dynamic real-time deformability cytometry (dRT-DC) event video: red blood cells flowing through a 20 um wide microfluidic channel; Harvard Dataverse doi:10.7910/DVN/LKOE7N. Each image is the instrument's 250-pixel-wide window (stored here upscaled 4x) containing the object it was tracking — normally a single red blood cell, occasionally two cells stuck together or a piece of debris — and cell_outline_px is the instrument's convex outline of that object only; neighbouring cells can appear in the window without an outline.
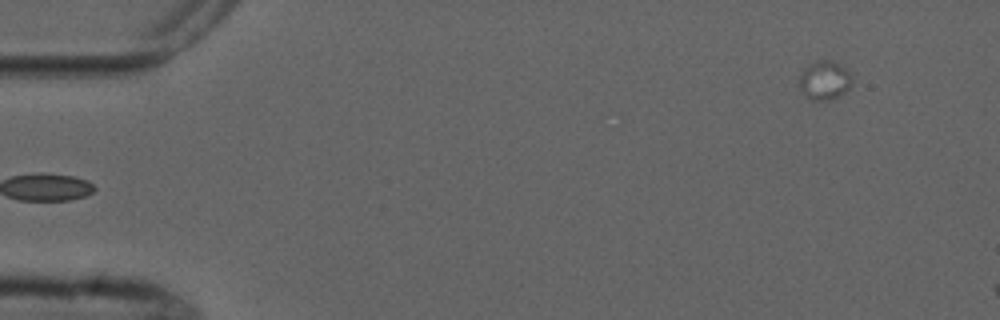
{"species": "common noctule bat (a hibernating species)", "species_latin": "Nyctalus noctula", "temperature_condition": "cold", "stored_images_in_passage": 5, "camera_frame_rate_fps": 3000, "um_per_image_px": 0.085, "animal": {"sex": "male", "forearm_length_mm": 52.5}, "frame": {"image": 1, "passage_image": 5, "time_ms": 5.333, "image_size_px": [1000, 320], "cell_outline_px": [[852, 84], [844, 92], [828, 100], [812, 100], [800, 88], [800, 76], [804, 68], [808, 64], [816, 60], [832, 60], [840, 64], [852, 76]], "centroid_in_image_um": [70.09, 6.79], "position_along_channel_um": 14.9, "area_um2": 11.73}}